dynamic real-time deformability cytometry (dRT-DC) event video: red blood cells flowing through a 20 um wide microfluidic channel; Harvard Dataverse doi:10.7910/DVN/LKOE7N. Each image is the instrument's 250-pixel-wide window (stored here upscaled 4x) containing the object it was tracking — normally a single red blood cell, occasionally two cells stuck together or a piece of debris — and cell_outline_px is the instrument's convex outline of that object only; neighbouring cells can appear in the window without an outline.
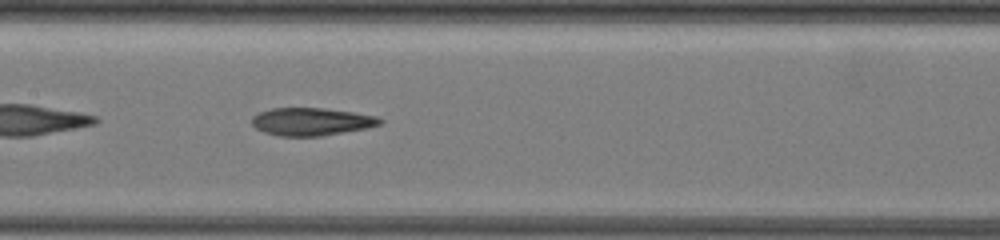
{"species": "common noctule bat (a hibernating species)", "species_latin": "Nyctalus noctula", "temperature_condition": "warm", "stored_images_in_passage": 38, "camera_frame_rate_fps": 3000, "um_per_image_px": 0.085, "animal": {"sex": "female", "body_mass_g": 19.5, "forearm_length_mm": 54.1}, "frame": {"image": 1, "passage_image": 12, "time_ms": 3.333, "image_size_px": [1000, 240], "cell_outline_px": [[384, 120], [380, 124], [368, 128], [320, 136], [280, 136], [264, 132], [256, 128], [252, 124], [252, 116], [260, 112], [272, 108], [320, 108], [352, 112], [376, 116]], "centroid_in_image_um": [26.46, 10.34], "position_along_channel_um": 180.9, "area_um2": 20.58}}
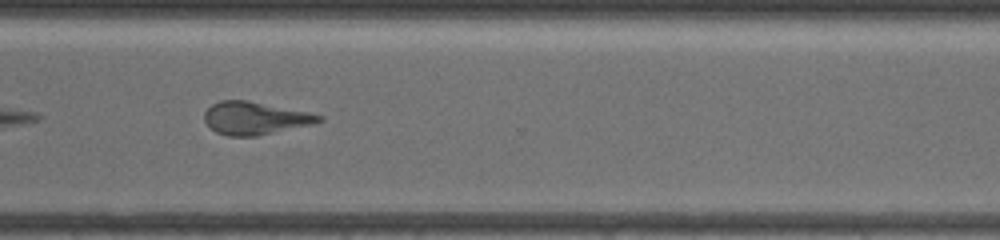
{"frame": {"image": 2, "passage_image": 27, "time_ms": 8.0, "image_size_px": [1000, 240], "cell_outline_px": [[324, 120], [312, 124], [256, 136], [228, 136], [216, 132], [204, 120], [204, 112], [212, 104], [220, 100], [248, 100], [308, 112], [324, 116]], "centroid_in_image_um": [21.67, 10.04], "position_along_channel_um": 348.9, "area_um2": 21.73}}
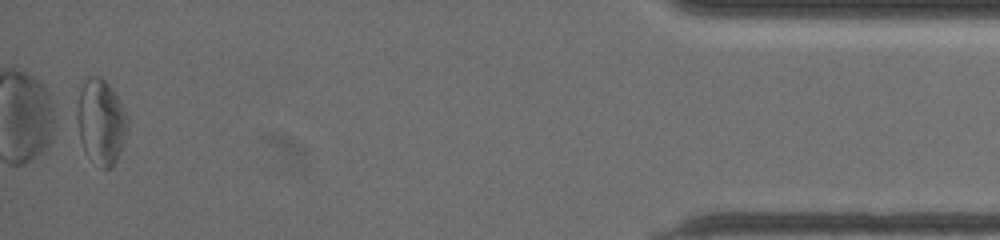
{"frame": {"image": 3, "passage_image": 38, "time_ms": 12.0, "image_size_px": [1000, 240], "cell_outline_px": [[128, 128], [120, 152], [112, 168], [104, 168], [88, 156], [84, 152], [68, 116], [68, 112], [84, 80], [88, 76], [100, 76], [112, 88], [124, 108], [128, 116]], "centroid_in_image_um": [8.43, 10.29], "position_along_channel_um": 426.8, "area_um2": 26.93}, "authors_computed_cell_mechanics": {"area_um2": 21.5883, "velocity_mm_per_s": 3.605, "shape_relaxation_time_tau1_ms": null, "shape_relaxation_time_tau2_ms": 3.1103, "deformation_change_tau1": null, "deformation_change_tau2": 0.1319}}